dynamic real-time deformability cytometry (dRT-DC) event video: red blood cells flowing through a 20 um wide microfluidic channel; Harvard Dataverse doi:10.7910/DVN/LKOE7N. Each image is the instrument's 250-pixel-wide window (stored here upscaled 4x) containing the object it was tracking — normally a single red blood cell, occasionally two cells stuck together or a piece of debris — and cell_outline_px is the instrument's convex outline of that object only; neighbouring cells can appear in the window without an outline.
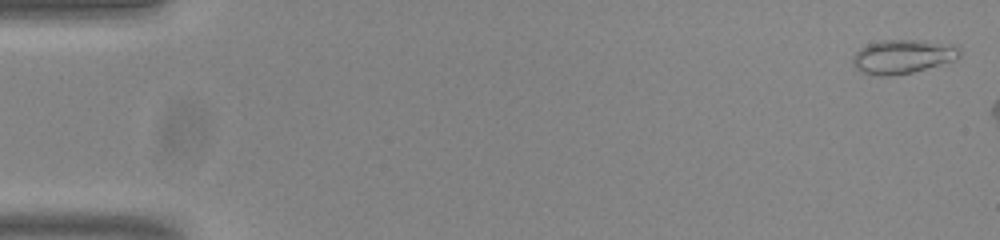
{"species": "common noctule bat (a hibernating species)", "species_latin": "Nyctalus noctula", "temperature_condition": "room temperature", "stored_images_in_passage": 7, "segment_of_instrument_passage": [1, 2], "camera_frame_rate_fps": 3000, "um_per_image_px": 0.085, "animal": {"sex": "male", "body_mass_g": 20.0, "forearm_length_mm": 53.3}, "frame": {"image": 1, "passage_image": 2, "time_ms": 0.333, "image_size_px": [1000, 240], "cell_outline_px": [[960, 56], [956, 60], [912, 72], [892, 76], [876, 76], [864, 72], [856, 68], [852, 64], [852, 56], [860, 48], [868, 44], [880, 40], [924, 40], [960, 44]], "centroid_in_image_um": [76.78, 4.79], "position_along_channel_um": 8.2, "area_um2": 21.56}}